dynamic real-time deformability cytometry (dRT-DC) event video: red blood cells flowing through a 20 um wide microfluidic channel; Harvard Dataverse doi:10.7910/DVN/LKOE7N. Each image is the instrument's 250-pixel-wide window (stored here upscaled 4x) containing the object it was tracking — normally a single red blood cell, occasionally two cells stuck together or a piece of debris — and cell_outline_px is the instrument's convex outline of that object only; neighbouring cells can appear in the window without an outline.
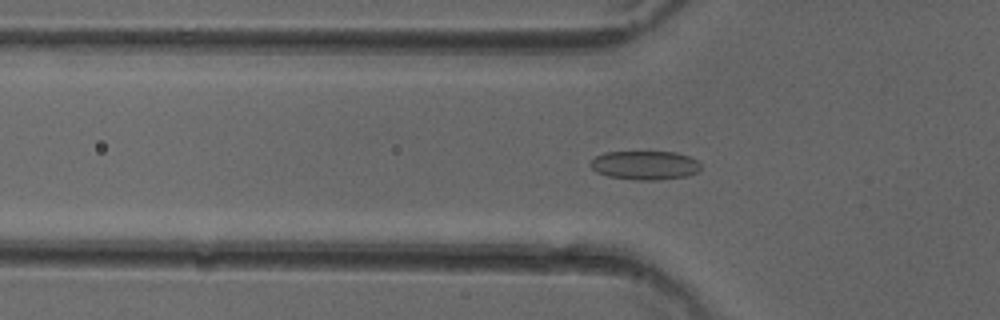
{"species": "common noctule bat (a hibernating species)", "species_latin": "Nyctalus noctula", "temperature_condition": "cold", "stored_images_in_passage": 51, "camera_frame_rate_fps": 3000, "um_per_image_px": 0.085, "animal": {"sex": "female"}, "frame": {"image": 1, "passage_image": 17, "time_ms": 5.333, "image_size_px": [1000, 320], "cell_outline_px": [[700, 168], [696, 172], [688, 176], [656, 180], [636, 180], [608, 176], [596, 172], [588, 164], [596, 156], [604, 152], [676, 152], [688, 156], [696, 160], [700, 164]], "centroid_in_image_um": [54.79, 14.05], "position_along_channel_um": 71.0, "area_um2": 18.55}}
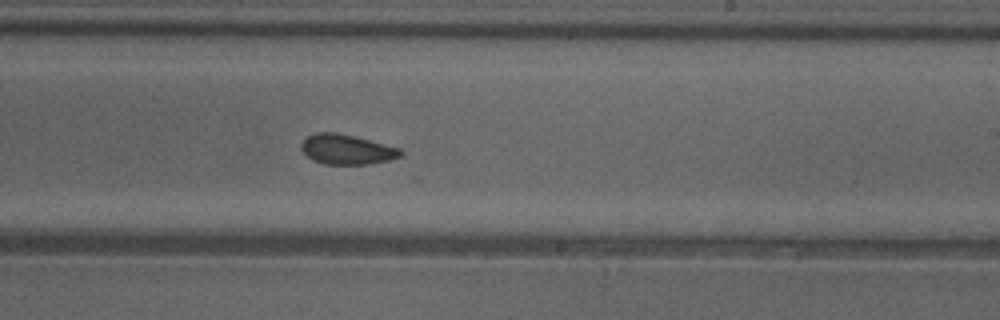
{"frame": {"image": 2, "passage_image": 31, "time_ms": 10.0, "image_size_px": [1000, 320], "cell_outline_px": [[404, 152], [400, 156], [388, 160], [368, 164], [324, 164], [312, 160], [300, 148], [300, 144], [308, 136], [316, 132], [336, 132], [400, 148]], "centroid_in_image_um": [29.45, 12.7], "position_along_channel_um": 259.6, "area_um2": 17.11}}
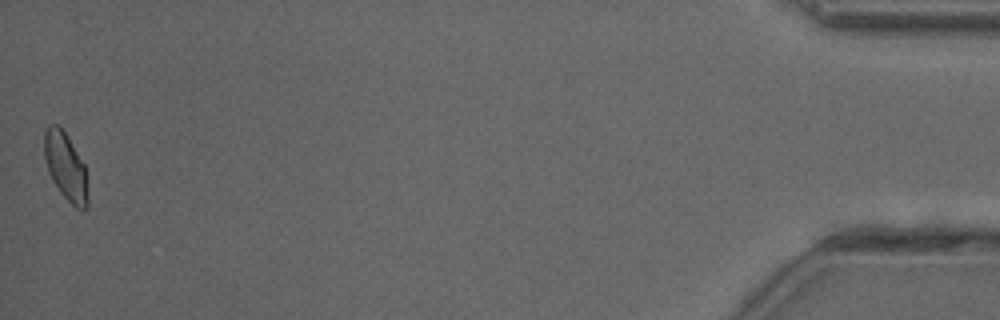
{"frame": {"image": 3, "passage_image": 51, "time_ms": 16.667, "image_size_px": [1000, 320], "cell_outline_px": [[88, 204], [84, 208], [76, 208], [60, 192], [52, 180], [48, 172], [44, 156], [44, 132], [48, 124], [56, 124], [64, 132], [84, 164], [88, 196]], "centroid_in_image_um": [5.55, 14.15], "position_along_channel_um": 429.6, "area_um2": 16.82}, "authors_computed_cell_mechanics": {"area_um2": 17.7446, "velocity_mm_per_s": 4.0197, "shape_relaxation_time_tau1_ms": null, "shape_relaxation_time_tau2_ms": 1.6681, "deformation_change_tau1": null, "deformation_change_tau2": 0.0507}}